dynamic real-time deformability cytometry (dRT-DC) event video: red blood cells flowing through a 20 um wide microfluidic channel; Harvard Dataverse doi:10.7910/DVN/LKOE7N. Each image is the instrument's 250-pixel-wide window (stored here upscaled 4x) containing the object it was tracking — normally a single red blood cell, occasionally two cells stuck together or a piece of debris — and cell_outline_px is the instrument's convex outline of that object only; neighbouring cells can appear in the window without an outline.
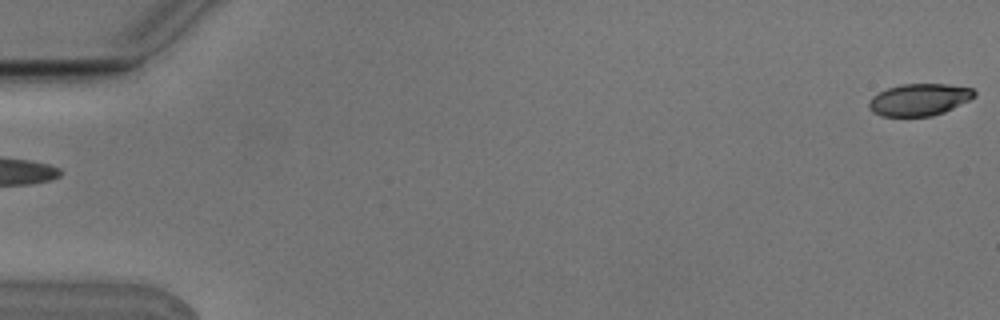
{"species": "Egyptian fruit bat (a non-hibernating species)", "species_latin": "Rousettus aegyptiacus", "temperature_condition": "cold", "stored_images_in_passage": 4, "camera_frame_rate_fps": 3000, "um_per_image_px": 0.085, "animal": {"sex": "male"}, "frame": {"image": 1, "passage_image": 4, "time_ms": 1.0, "image_size_px": [1000, 320], "cell_outline_px": [[976, 96], [944, 112], [932, 116], [880, 116], [872, 112], [868, 108], [868, 104], [872, 96], [888, 88], [900, 84], [948, 84], [972, 88], [976, 92]], "centroid_in_image_um": [78.12, 8.47], "position_along_channel_um": 6.9, "area_um2": 19.65}}